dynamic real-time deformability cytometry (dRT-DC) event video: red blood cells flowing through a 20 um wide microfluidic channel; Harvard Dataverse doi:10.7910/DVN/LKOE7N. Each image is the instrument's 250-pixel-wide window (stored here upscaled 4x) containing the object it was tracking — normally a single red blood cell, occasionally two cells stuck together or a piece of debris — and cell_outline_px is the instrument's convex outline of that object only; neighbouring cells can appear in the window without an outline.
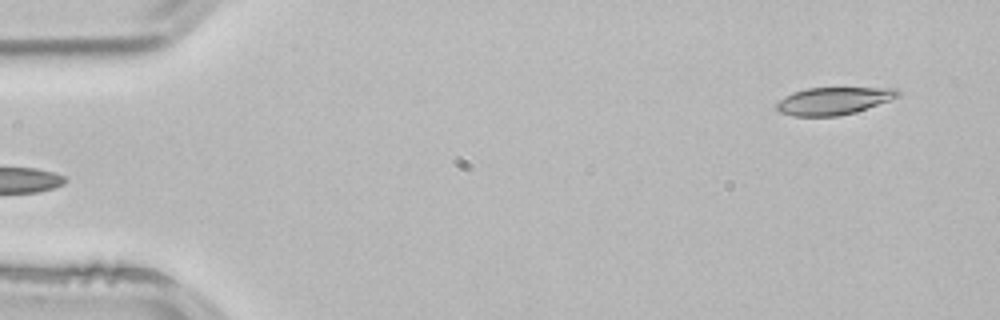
{"species": "common noctule bat (a hibernating species)", "species_latin": "Nyctalus noctula", "temperature_condition": "room temperature", "stored_images_in_passage": 4, "camera_frame_rate_fps": 3000, "um_per_image_px": 0.085, "animal": {"sex": "male", "body_mass_g": 21.5, "forearm_length_mm": 52.0}, "frame": {"image": 1, "passage_image": 4, "time_ms": 1.0, "image_size_px": [1000, 320], "cell_outline_px": [[900, 96], [856, 112], [840, 116], [792, 116], [780, 112], [776, 108], [776, 104], [784, 96], [792, 92], [808, 88], [896, 88], [900, 92]], "centroid_in_image_um": [70.83, 8.58], "position_along_channel_um": 14.2, "area_um2": 19.36}}